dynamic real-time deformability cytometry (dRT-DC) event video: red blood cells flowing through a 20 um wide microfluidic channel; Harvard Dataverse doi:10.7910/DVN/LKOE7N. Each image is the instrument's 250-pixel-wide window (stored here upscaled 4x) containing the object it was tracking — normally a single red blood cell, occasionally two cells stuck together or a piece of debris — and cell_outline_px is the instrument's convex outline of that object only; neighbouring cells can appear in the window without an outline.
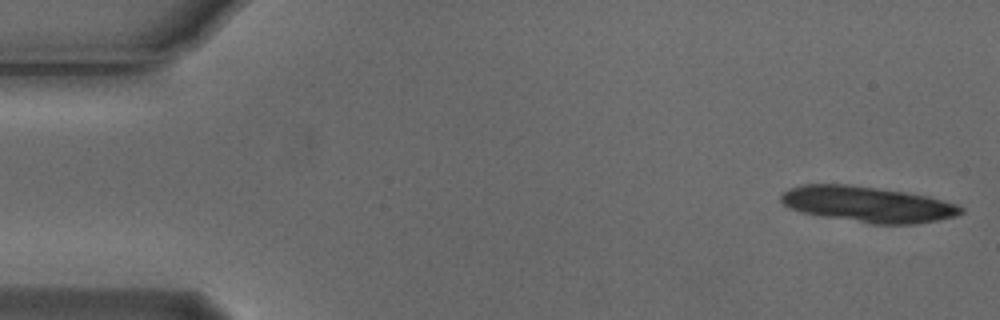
{"species": "Egyptian fruit bat (a non-hibernating species)", "species_latin": "Rousettus aegyptiacus", "temperature_condition": "cold", "stored_images_in_passage": 14, "camera_frame_rate_fps": 3000, "um_per_image_px": 0.085, "animal": {"sex": "male"}, "frame": {"image": 1, "passage_image": 1, "time_ms": 0.0, "image_size_px": [1000, 320], "cell_outline_px": [[964, 212], [956, 216], [916, 224], [872, 224], [800, 212], [784, 204], [780, 200], [780, 192], [788, 188], [804, 184], [848, 184], [904, 192], [928, 196], [956, 204], [964, 208]], "centroid_in_image_um": [73.74, 17.36], "position_along_channel_um": 11.3, "area_um2": 37.4}}